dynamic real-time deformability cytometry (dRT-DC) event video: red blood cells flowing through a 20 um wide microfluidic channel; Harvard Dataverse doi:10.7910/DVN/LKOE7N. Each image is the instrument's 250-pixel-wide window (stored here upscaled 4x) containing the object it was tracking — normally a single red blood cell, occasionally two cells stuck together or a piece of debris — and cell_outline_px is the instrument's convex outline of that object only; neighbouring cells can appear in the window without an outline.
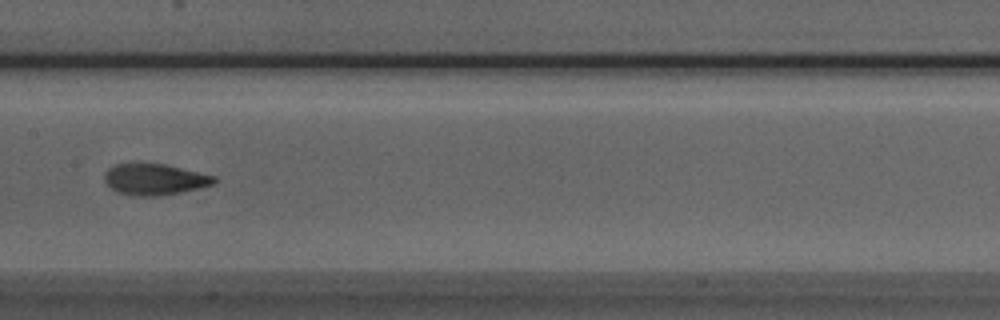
{"species": "Egyptian fruit bat (a non-hibernating species)", "species_latin": "Rousettus aegyptiacus", "temperature_condition": "room temperature", "stored_images_in_passage": 8, "camera_frame_rate_fps": 3000, "um_per_image_px": 0.085, "animal": {"sex": "male"}, "frame": {"image": 1, "passage_image": 8, "time_ms": 2.333, "image_size_px": [1000, 320], "cell_outline_px": [[220, 180], [216, 184], [180, 192], [160, 196], [128, 196], [116, 192], [104, 180], [104, 172], [108, 168], [116, 164], [164, 164], [216, 176]], "centroid_in_image_um": [13.16, 15.26], "position_along_channel_um": 194.2, "area_um2": 20.06}}